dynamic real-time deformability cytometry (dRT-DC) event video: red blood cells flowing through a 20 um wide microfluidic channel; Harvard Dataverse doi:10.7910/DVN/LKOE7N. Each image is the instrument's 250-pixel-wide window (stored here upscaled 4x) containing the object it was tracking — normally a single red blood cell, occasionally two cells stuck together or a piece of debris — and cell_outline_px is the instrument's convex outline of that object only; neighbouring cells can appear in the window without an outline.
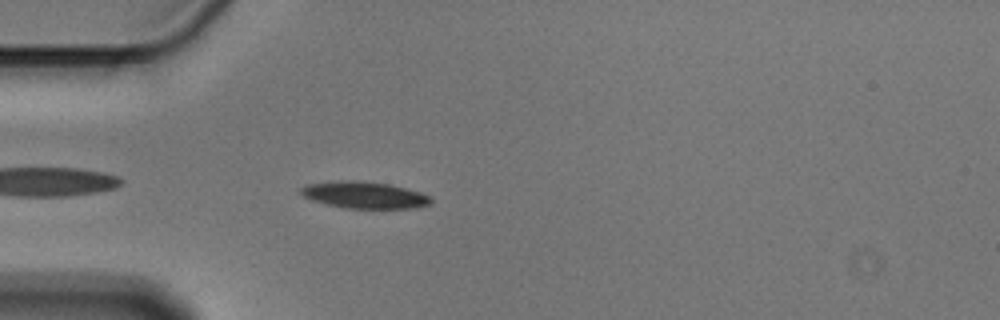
{"species": "Egyptian fruit bat (a non-hibernating species)", "species_latin": "Rousettus aegyptiacus", "temperature_condition": "cold", "stored_images_in_passage": 44, "camera_frame_rate_fps": 3000, "um_per_image_px": 0.085, "animal": {"sex": "male"}, "frame": {"image": 1, "passage_image": 4, "time_ms": 1.0, "image_size_px": [1000, 320], "cell_outline_px": [[432, 204], [416, 208], [344, 208], [312, 200], [304, 196], [300, 192], [300, 188], [308, 184], [340, 180], [352, 180], [388, 184], [420, 192], [428, 196], [432, 200]], "centroid_in_image_um": [30.98, 16.58], "position_along_channel_um": 54.0, "area_um2": 20.06}}
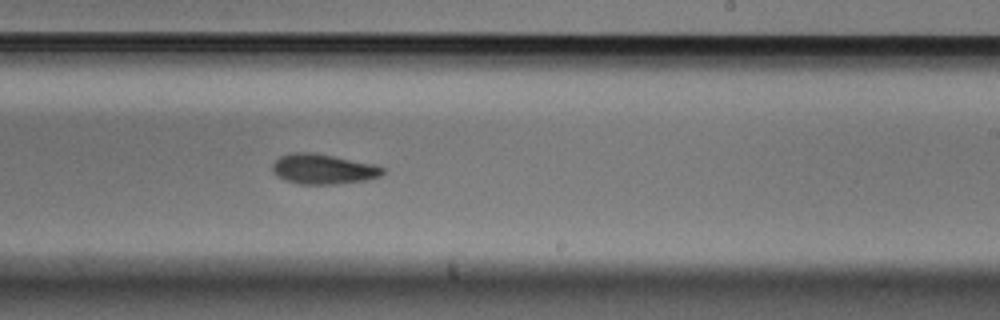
{"frame": {"image": 2, "passage_image": 22, "time_ms": 7.0, "image_size_px": [1000, 320], "cell_outline_px": [[384, 172], [380, 176], [368, 180], [336, 184], [300, 184], [284, 180], [276, 176], [272, 172], [272, 164], [280, 156], [292, 152], [316, 152], [376, 164], [384, 168]], "centroid_in_image_um": [27.47, 14.36], "position_along_channel_um": 261.5, "area_um2": 19.71}}
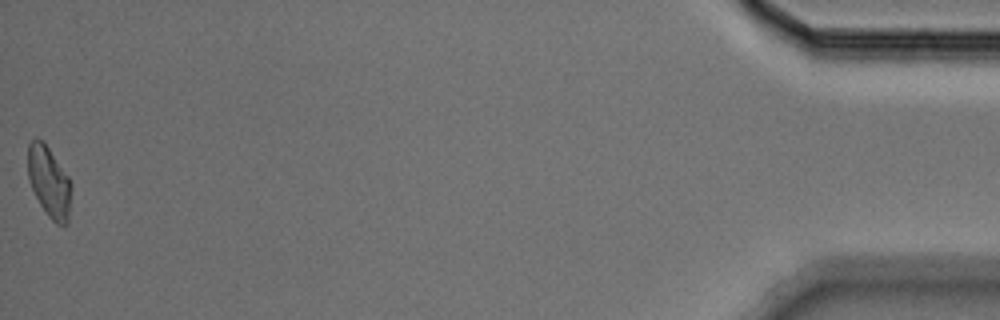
{"frame": {"image": 3, "passage_image": 44, "time_ms": 14.333, "image_size_px": [1000, 320], "cell_outline_px": [[72, 188], [68, 224], [64, 228], [56, 224], [48, 216], [40, 204], [32, 188], [28, 176], [28, 144], [36, 136], [44, 140], [68, 176], [72, 184]], "centroid_in_image_um": [4.2, 15.46], "position_along_channel_um": 431.0, "area_um2": 18.32}, "authors_computed_cell_mechanics": {"area_um2": 19.2474, "velocity_mm_per_s": 3.592, "shape_relaxation_time_tau1_ms": 3.7522, "shape_relaxation_time_tau2_ms": null, "deformation_change_tau1": 0.1253, "deformation_change_tau2": null}}